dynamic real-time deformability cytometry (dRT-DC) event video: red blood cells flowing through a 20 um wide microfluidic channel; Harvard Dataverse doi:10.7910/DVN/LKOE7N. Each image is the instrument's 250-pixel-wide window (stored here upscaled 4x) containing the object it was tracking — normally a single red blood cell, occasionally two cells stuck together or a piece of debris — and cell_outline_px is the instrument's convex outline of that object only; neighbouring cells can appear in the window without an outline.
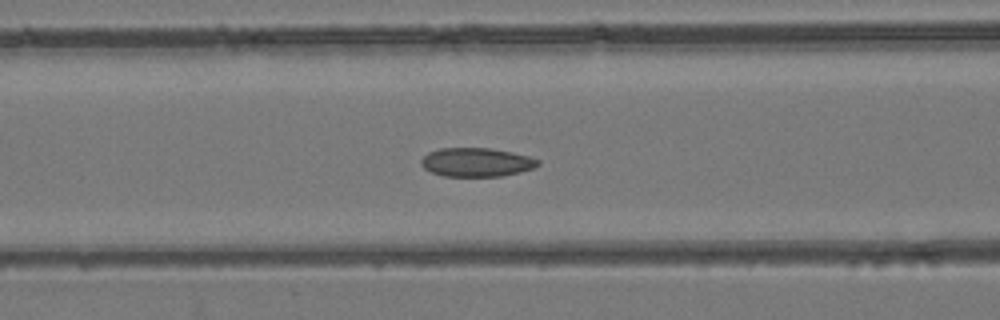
{"species": "common noctule bat (a hibernating species)", "species_latin": "Nyctalus noctula", "temperature_condition": "room temperature", "stored_images_in_passage": 49, "camera_frame_rate_fps": 3000, "um_per_image_px": 0.085, "animal": {"sex": "female", "body_mass_g": 24.6, "forearm_length_mm": 56.2}, "frame": {"image": 1, "passage_image": 20, "time_ms": 6.333, "image_size_px": [1000, 320], "cell_outline_px": [[540, 164], [532, 168], [520, 172], [500, 176], [444, 176], [432, 172], [424, 168], [420, 164], [420, 160], [428, 152], [440, 148], [488, 148], [512, 152], [528, 156], [540, 160]], "centroid_in_image_um": [40.48, 13.78], "position_along_channel_um": 126.1, "area_um2": 19.54}}
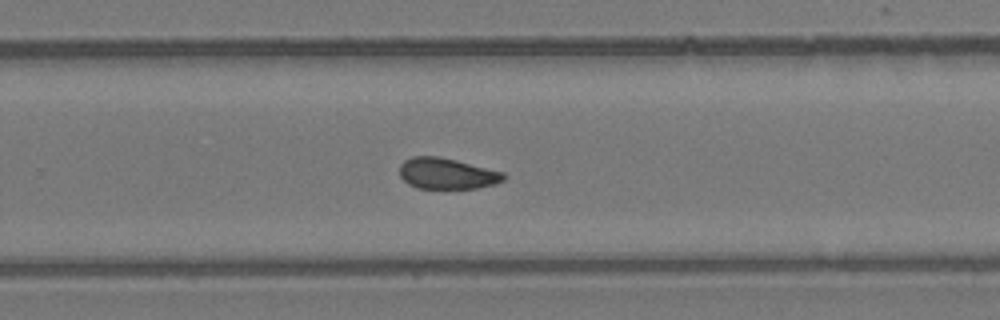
{"frame": {"image": 2, "passage_image": 32, "time_ms": 10.333, "image_size_px": [1000, 320], "cell_outline_px": [[508, 176], [504, 180], [496, 184], [476, 188], [416, 188], [408, 184], [400, 176], [400, 164], [404, 160], [412, 156], [440, 156], [504, 172]], "centroid_in_image_um": [38.0, 14.75], "position_along_channel_um": 291.8, "area_um2": 18.96}}
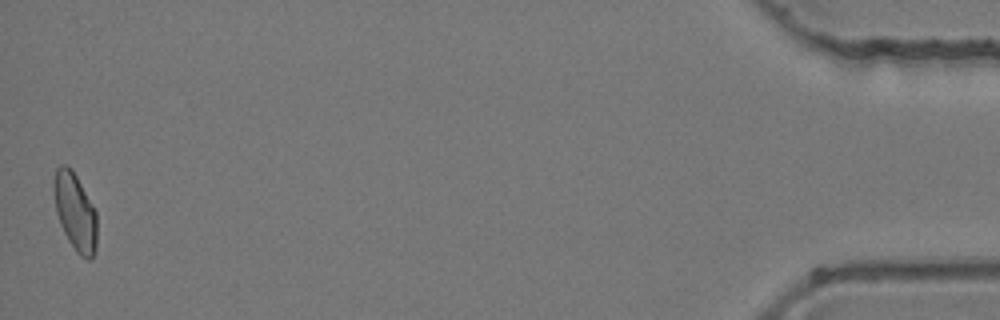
{"frame": {"image": 3, "passage_image": 49, "time_ms": 16.0, "image_size_px": [1000, 320], "cell_outline_px": [[96, 248], [92, 260], [88, 260], [80, 256], [76, 252], [68, 240], [60, 224], [56, 212], [52, 188], [52, 184], [56, 168], [60, 164], [68, 164], [72, 168], [96, 212]], "centroid_in_image_um": [6.36, 17.99], "position_along_channel_um": 428.8, "area_um2": 19.71}}